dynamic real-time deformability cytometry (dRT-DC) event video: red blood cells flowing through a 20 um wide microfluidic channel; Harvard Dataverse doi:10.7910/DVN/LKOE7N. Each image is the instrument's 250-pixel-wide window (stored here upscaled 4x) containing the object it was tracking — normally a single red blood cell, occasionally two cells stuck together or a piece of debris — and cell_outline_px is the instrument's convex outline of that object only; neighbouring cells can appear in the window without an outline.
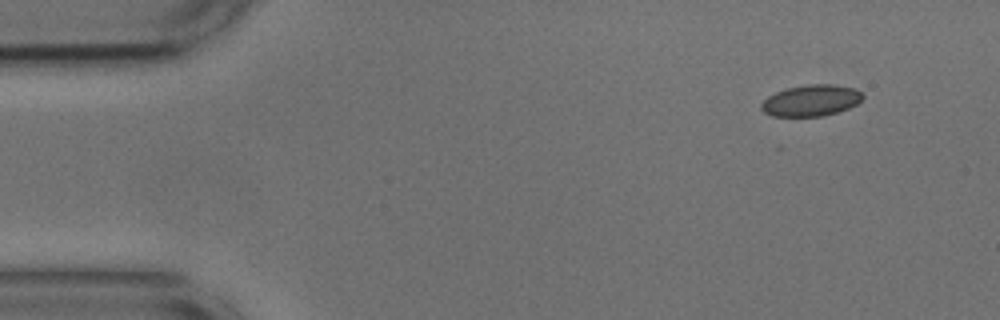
{"species": "common noctule bat (a hibernating species)", "species_latin": "Nyctalus noctula", "temperature_condition": "cold", "stored_images_in_passage": 12, "camera_frame_rate_fps": 3000, "um_per_image_px": 0.085, "animal": {"sex": "male", "body_mass_g": 17.9, "forearm_length_mm": 54.2}, "frame": {"image": 1, "passage_image": 1, "time_ms": 0.0, "image_size_px": [1000, 320], "cell_outline_px": [[864, 96], [856, 104], [848, 108], [824, 116], [772, 116], [764, 112], [760, 108], [760, 104], [768, 96], [776, 92], [788, 88], [808, 84], [832, 84], [856, 88]], "centroid_in_image_um": [68.93, 8.54], "position_along_channel_um": 16.1, "area_um2": 18.44}}